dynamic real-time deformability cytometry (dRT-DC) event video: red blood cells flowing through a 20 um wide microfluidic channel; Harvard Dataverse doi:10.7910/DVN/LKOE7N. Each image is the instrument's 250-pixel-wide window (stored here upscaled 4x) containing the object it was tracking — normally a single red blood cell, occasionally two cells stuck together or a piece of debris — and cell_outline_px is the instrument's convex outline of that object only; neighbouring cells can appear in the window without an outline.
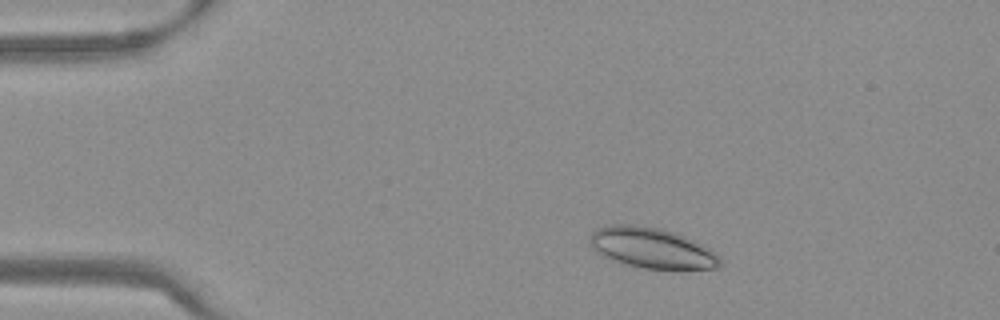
{"species": "Egyptian fruit bat (a non-hibernating species)", "species_latin": "Rousettus aegyptiacus", "temperature_condition": "warm", "stored_images_in_passage": 51, "camera_frame_rate_fps": 3000, "um_per_image_px": 0.085, "frame": {"image": 1, "passage_image": 7, "time_ms": 2.0, "image_size_px": [1000, 320], "cell_outline_px": [[724, 264], [720, 268], [644, 268], [628, 264], [604, 256], [592, 248], [588, 240], [588, 236], [596, 228], [612, 224], [636, 224], [660, 228], [684, 236], [700, 244], [720, 256]], "centroid_in_image_um": [55.38, 21.05], "position_along_channel_um": 29.6, "area_um2": 30.4}}
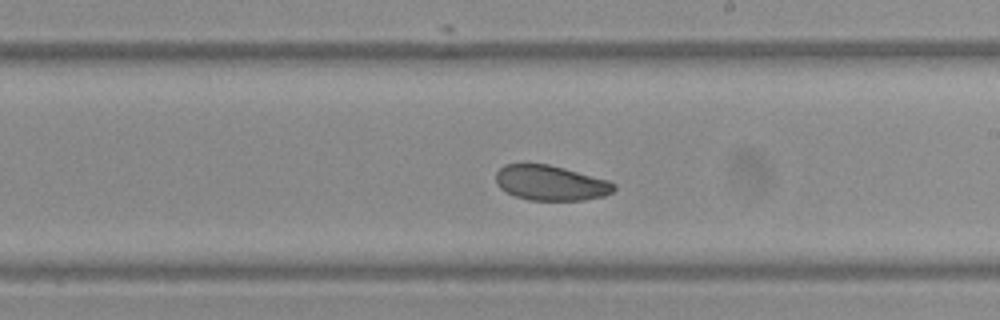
{"frame": {"image": 2, "passage_image": 29, "time_ms": 9.333, "image_size_px": [1000, 320], "cell_outline_px": [[616, 188], [612, 192], [604, 196], [584, 200], [528, 200], [516, 196], [500, 188], [496, 184], [496, 172], [504, 164], [548, 164], [564, 168], [608, 180], [616, 184]], "centroid_in_image_um": [46.81, 15.55], "position_along_channel_um": 242.2, "area_um2": 24.1}}
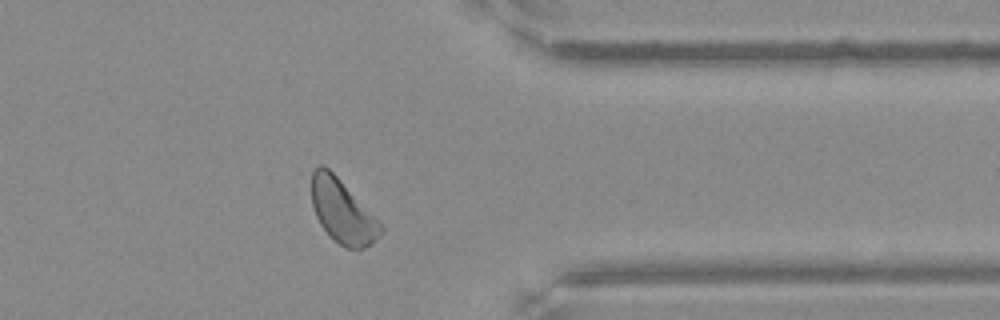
{"frame": {"image": 3, "passage_image": 41, "time_ms": 13.333, "image_size_px": [1000, 320], "cell_outline_px": [[384, 228], [380, 236], [372, 244], [364, 248], [344, 248], [328, 236], [320, 224], [316, 216], [312, 204], [312, 172], [320, 164], [324, 164], [384, 224]], "centroid_in_image_um": [29.14, 18.0], "position_along_channel_um": 382.3, "area_um2": 25.78}, "authors_computed_cell_mechanics": {"area_um2": 26.0678, "velocity_mm_per_s": 3.7485, "shape_relaxation_time_tau1_ms": 3.7174, "shape_relaxation_time_tau2_ms": 7.7533, "deformation_change_tau1": 0.0856, "deformation_change_tau2": 0.1402}}